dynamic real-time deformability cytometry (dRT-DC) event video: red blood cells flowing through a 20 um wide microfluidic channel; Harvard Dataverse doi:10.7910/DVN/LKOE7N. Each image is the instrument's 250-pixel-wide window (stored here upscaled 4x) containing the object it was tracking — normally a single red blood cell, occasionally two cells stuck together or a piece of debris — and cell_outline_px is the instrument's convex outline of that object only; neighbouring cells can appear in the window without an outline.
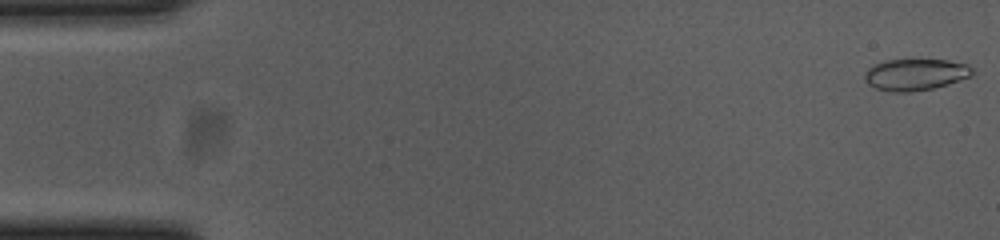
{"species": "common noctule bat (a hibernating species)", "species_latin": "Nyctalus noctula", "temperature_condition": "cold", "stored_images_in_passage": 17, "camera_frame_rate_fps": 3000, "um_per_image_px": 0.085, "animal": {"sex": "female", "body_mass_g": 23.0, "forearm_length_mm": 53.4}, "frame": {"image": 1, "passage_image": 1, "time_ms": 0.0, "image_size_px": [1000, 240], "cell_outline_px": [[972, 76], [948, 84], [932, 88], [912, 92], [892, 92], [876, 88], [868, 84], [864, 80], [864, 76], [868, 68], [872, 64], [884, 60], [912, 56], [948, 60], [964, 64], [972, 68]], "centroid_in_image_um": [77.76, 6.28], "position_along_channel_um": 7.2, "area_um2": 20.69}}